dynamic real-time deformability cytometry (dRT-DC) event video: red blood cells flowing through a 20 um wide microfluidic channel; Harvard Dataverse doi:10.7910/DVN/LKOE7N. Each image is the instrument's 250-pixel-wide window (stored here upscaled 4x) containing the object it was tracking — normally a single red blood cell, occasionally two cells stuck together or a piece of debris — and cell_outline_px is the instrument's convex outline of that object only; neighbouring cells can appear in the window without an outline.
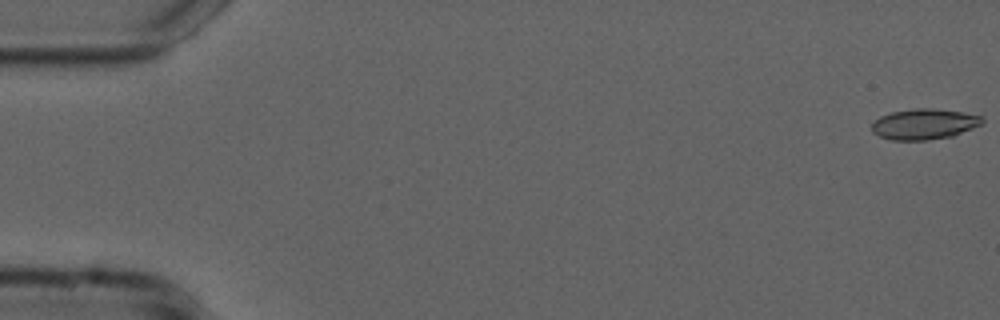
{"species": "common noctule bat (a hibernating species)", "species_latin": "Nyctalus noctula", "temperature_condition": "cold", "stored_images_in_passage": 51, "camera_frame_rate_fps": 3000, "um_per_image_px": 0.085, "animal": {"sex": "male", "forearm_length_mm": 52.5}, "frame": {"image": 1, "passage_image": 1, "time_ms": 0.0, "image_size_px": [1000, 320], "cell_outline_px": [[984, 124], [952, 136], [928, 140], [892, 140], [880, 136], [872, 132], [872, 124], [880, 116], [892, 112], [912, 108], [932, 108], [960, 112], [984, 116]], "centroid_in_image_um": [78.58, 10.54], "position_along_channel_um": 6.4, "area_um2": 19.77}}
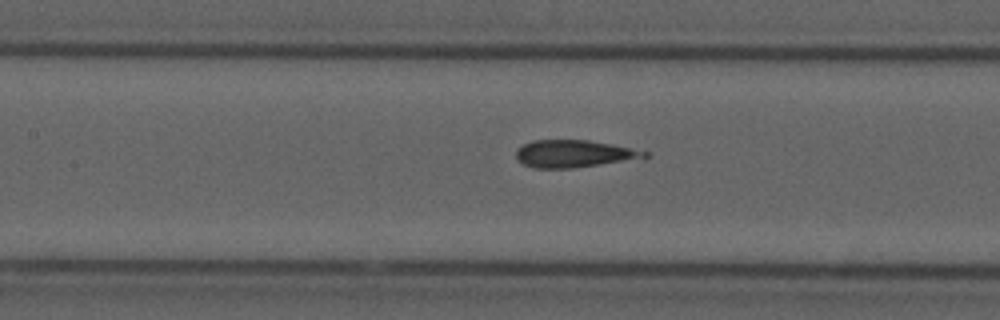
{"frame": {"image": 2, "passage_image": 25, "time_ms": 8.0, "image_size_px": [1000, 320], "cell_outline_px": [[648, 156], [572, 168], [532, 168], [524, 164], [516, 156], [516, 148], [532, 140], [588, 140], [612, 144], [648, 152]], "centroid_in_image_um": [48.68, 13.05], "position_along_channel_um": 158.7, "area_um2": 19.94}}
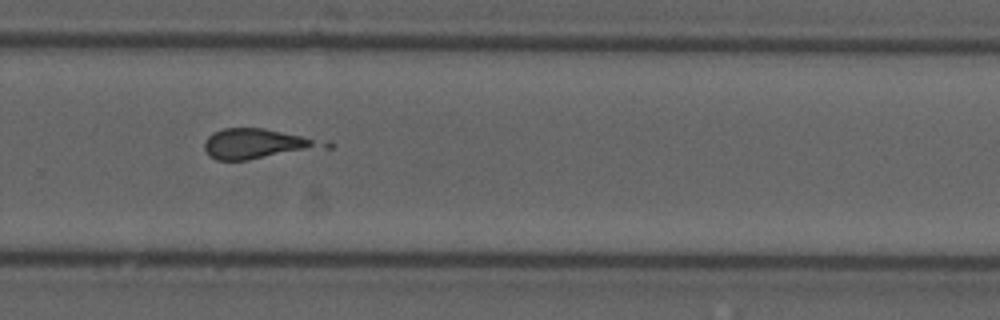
{"frame": {"image": 3, "passage_image": 37, "time_ms": 12.0, "image_size_px": [1000, 320], "cell_outline_px": [[336, 144], [332, 148], [248, 160], [216, 160], [208, 156], [204, 148], [204, 140], [212, 132], [224, 128], [264, 128], [332, 140]], "centroid_in_image_um": [22.06, 12.22], "position_along_channel_um": 307.7, "area_um2": 22.14}}